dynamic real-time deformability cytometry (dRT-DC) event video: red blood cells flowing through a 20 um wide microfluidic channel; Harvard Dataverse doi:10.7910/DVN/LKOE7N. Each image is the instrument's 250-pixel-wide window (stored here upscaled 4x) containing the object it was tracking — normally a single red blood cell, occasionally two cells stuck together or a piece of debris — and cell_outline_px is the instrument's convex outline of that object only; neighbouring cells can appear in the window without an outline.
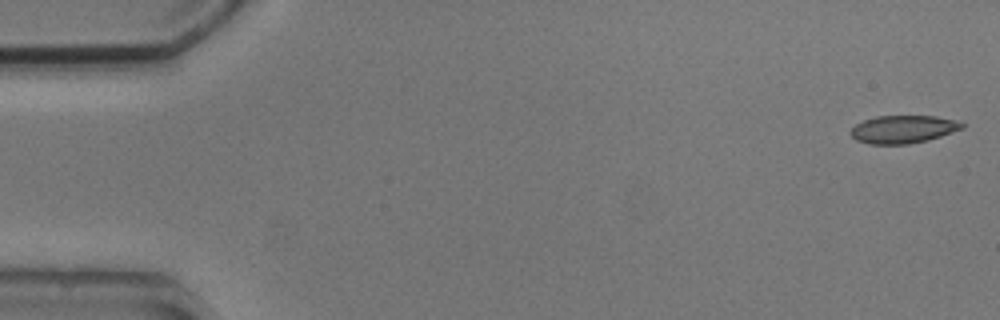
{"species": "common noctule bat (a hibernating species)", "species_latin": "Nyctalus noctula", "temperature_condition": "cold", "stored_images_in_passage": 15, "camera_frame_rate_fps": 3000, "um_per_image_px": 0.085, "animal": {"sex": "male", "body_mass_g": 20.5, "forearm_length_mm": 52.5}, "frame": {"image": 1, "passage_image": 1, "time_ms": 0.0, "image_size_px": [1000, 320], "cell_outline_px": [[964, 128], [928, 140], [908, 144], [868, 144], [856, 140], [848, 132], [856, 124], [864, 120], [876, 116], [936, 116], [956, 120], [964, 124]], "centroid_in_image_um": [76.75, 10.99], "position_along_channel_um": 8.3, "area_um2": 18.09}}
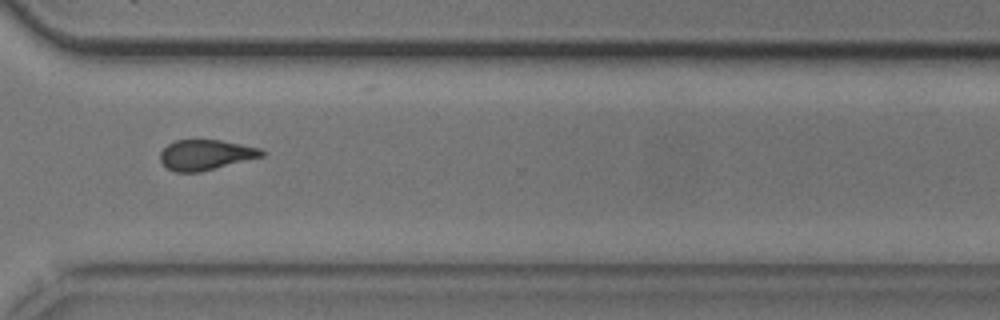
{"frame": {"image": 2, "passage_image": 11, "time_ms": 12.667, "image_size_px": [1000, 320], "cell_outline_px": [[268, 152], [264, 156], [200, 172], [176, 172], [168, 168], [160, 160], [160, 152], [168, 144], [176, 140], [220, 140], [260, 148]], "centroid_in_image_um": [17.51, 13.16], "position_along_channel_um": 353.1, "area_um2": 17.86}}
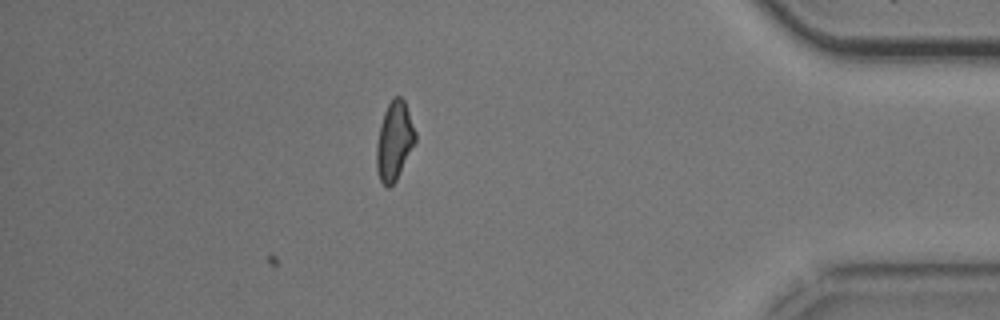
{"frame": {"image": 3, "passage_image": 13, "time_ms": 15.0, "image_size_px": [1000, 320], "cell_outline_px": [[416, 140], [396, 180], [388, 188], [380, 180], [376, 168], [376, 144], [380, 124], [384, 112], [392, 96], [400, 96], [404, 100], [416, 132]], "centroid_in_image_um": [33.5, 11.95], "position_along_channel_um": 401.7, "area_um2": 17.69}, "authors_computed_cell_mechanics": {"area_um2": 17.5712, "velocity_mm_per_s": 3.5728, "shape_relaxation_time_tau1_ms": null, "shape_relaxation_time_tau2_ms": 4.6265, "deformation_change_tau1": null, "deformation_change_tau2": 0.0848}}